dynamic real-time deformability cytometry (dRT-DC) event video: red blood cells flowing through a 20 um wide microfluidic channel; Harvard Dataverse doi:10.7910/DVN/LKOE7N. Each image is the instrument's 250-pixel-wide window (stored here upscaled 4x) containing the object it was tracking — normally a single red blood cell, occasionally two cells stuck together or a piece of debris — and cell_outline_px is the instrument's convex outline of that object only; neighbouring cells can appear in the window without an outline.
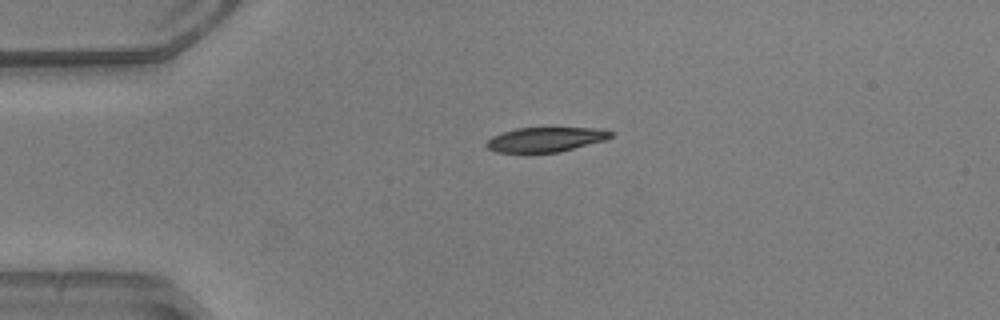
{"species": "common noctule bat (a hibernating species)", "species_latin": "Nyctalus noctula", "temperature_condition": "warm", "stored_images_in_passage": 41, "camera_frame_rate_fps": 3000, "um_per_image_px": 0.085, "animal": {"sex": "male", "body_mass_g": 20.5, "forearm_length_mm": 52.5}, "frame": {"image": 1, "passage_image": 1, "time_ms": 0.0, "image_size_px": [1000, 320], "cell_outline_px": [[612, 136], [604, 140], [560, 152], [496, 152], [488, 148], [484, 144], [492, 136], [516, 128], [596, 128], [612, 132]], "centroid_in_image_um": [46.35, 11.86], "position_along_channel_um": 38.7, "area_um2": 17.57}}
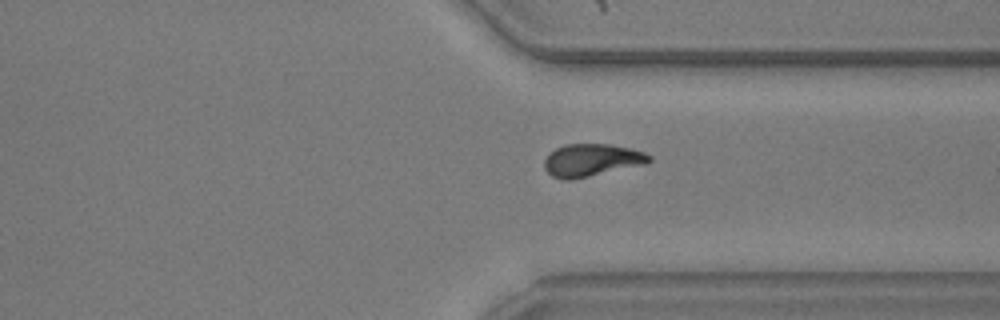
{"frame": {"image": 2, "passage_image": 28, "time_ms": 9.0, "image_size_px": [1000, 320], "cell_outline_px": [[652, 160], [644, 164], [572, 180], [564, 180], [552, 176], [544, 168], [544, 160], [548, 152], [564, 144], [608, 144], [632, 148], [644, 152], [652, 156]], "centroid_in_image_um": [50.26, 13.6], "position_along_channel_um": 361.1, "area_um2": 20.0}}
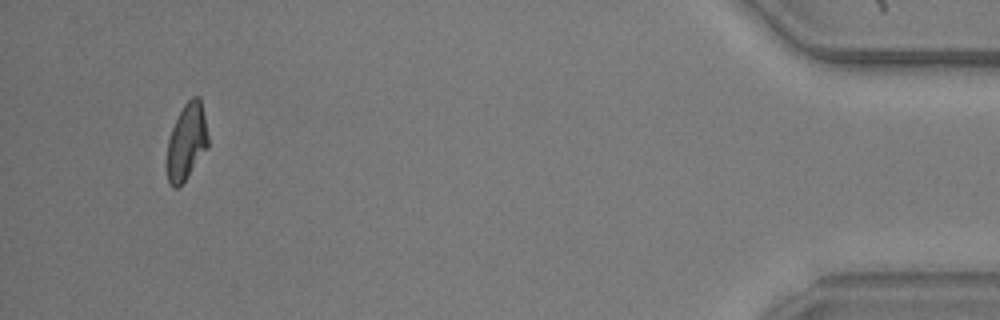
{"frame": {"image": 3, "passage_image": 38, "time_ms": 12.333, "image_size_px": [1000, 320], "cell_outline_px": [[208, 148], [184, 180], [176, 188], [172, 188], [168, 184], [164, 168], [164, 164], [168, 140], [172, 128], [184, 104], [192, 96], [200, 96], [208, 136]], "centroid_in_image_um": [15.81, 12.1], "position_along_channel_um": 419.4, "area_um2": 18.61}, "authors_computed_cell_mechanics": {"area_um2": 19.5942, "velocity_mm_per_s": 3.9342, "shape_relaxation_time_tau1_ms": 3.033, "shape_relaxation_time_tau2_ms": 2.0499, "deformation_change_tau1": 0.1481, "deformation_change_tau2": 0.0803}}